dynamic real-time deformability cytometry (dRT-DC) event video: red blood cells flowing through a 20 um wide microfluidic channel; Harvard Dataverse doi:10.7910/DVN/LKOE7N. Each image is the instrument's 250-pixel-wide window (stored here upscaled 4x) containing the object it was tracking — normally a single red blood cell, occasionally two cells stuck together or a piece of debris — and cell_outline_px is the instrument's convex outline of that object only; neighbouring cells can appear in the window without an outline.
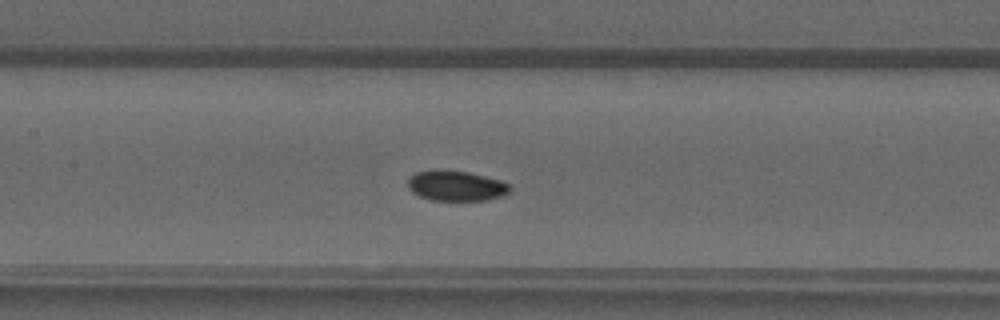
{"species": "common noctule bat (a hibernating species)", "species_latin": "Nyctalus noctula", "temperature_condition": "warm", "stored_images_in_passage": 45, "camera_frame_rate_fps": 3000, "um_per_image_px": 0.085, "animal": {"sex": "male", "forearm_length_mm": 52.5}, "frame": {"image": 1, "passage_image": 19, "time_ms": 6.0, "image_size_px": [1000, 320], "cell_outline_px": [[512, 188], [504, 196], [484, 200], [432, 200], [420, 196], [412, 192], [408, 188], [408, 180], [416, 172], [468, 172], [500, 180], [508, 184]], "centroid_in_image_um": [38.81, 15.83], "position_along_channel_um": 168.6, "area_um2": 17.34}}
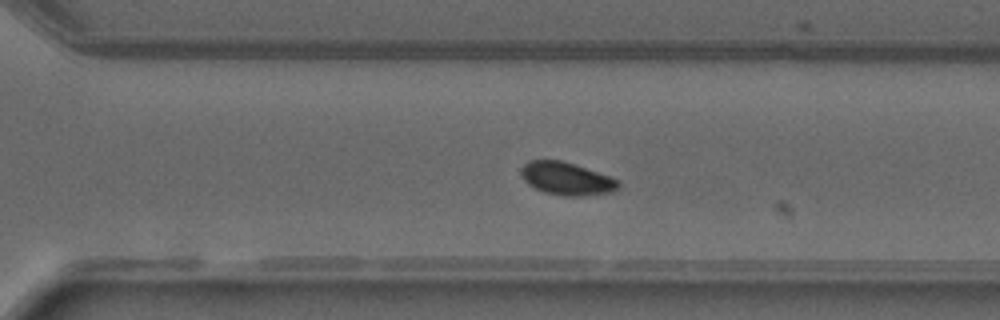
{"frame": {"image": 2, "passage_image": 30, "time_ms": 9.667, "image_size_px": [1000, 320], "cell_outline_px": [[620, 188], [612, 192], [584, 196], [564, 196], [544, 192], [528, 184], [524, 180], [520, 172], [524, 164], [528, 160], [564, 160], [612, 176], [620, 180]], "centroid_in_image_um": [48.22, 15.18], "position_along_channel_um": 322.4, "area_um2": 18.96}}
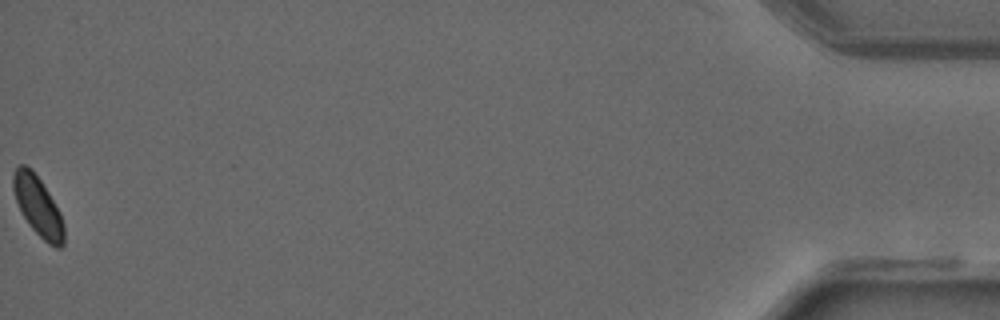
{"frame": {"image": 3, "passage_image": 45, "time_ms": 14.667, "image_size_px": [1000, 320], "cell_outline_px": [[64, 244], [60, 248], [56, 248], [48, 244], [32, 228], [24, 216], [16, 200], [12, 188], [12, 176], [16, 168], [20, 164], [24, 164], [32, 168], [48, 192], [60, 212], [64, 224]], "centroid_in_image_um": [3.23, 17.51], "position_along_channel_um": 432.0, "area_um2": 17.51}}